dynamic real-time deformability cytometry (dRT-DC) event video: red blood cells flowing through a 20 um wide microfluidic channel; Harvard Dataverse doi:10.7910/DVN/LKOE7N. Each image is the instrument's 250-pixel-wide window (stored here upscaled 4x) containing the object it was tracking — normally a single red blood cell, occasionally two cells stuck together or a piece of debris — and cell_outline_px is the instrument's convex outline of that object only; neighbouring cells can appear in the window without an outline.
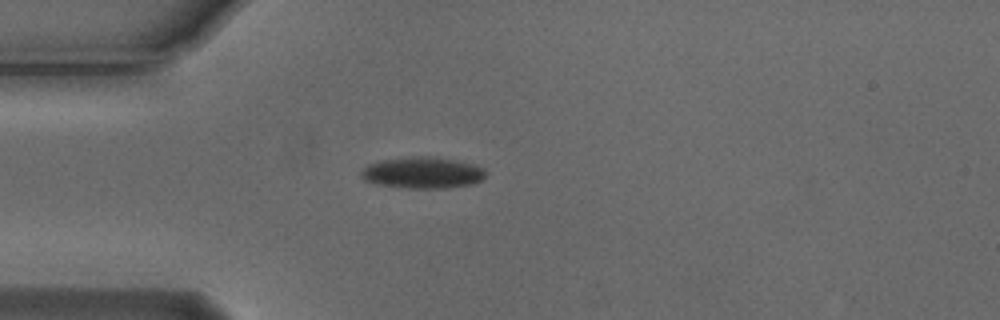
{"species": "Egyptian fruit bat (a non-hibernating species)", "species_latin": "Rousettus aegyptiacus", "temperature_condition": "cold", "stored_images_in_passage": 3, "camera_frame_rate_fps": 3000, "um_per_image_px": 0.085, "animal": {"sex": "male"}, "frame": {"image": 1, "passage_image": 3, "time_ms": 0.667, "image_size_px": [1000, 320], "cell_outline_px": [[488, 172], [480, 180], [472, 184], [444, 188], [408, 188], [380, 184], [364, 180], [360, 176], [360, 172], [368, 164], [380, 160], [420, 156], [428, 156], [456, 160], [472, 164], [484, 168]], "centroid_in_image_um": [35.92, 14.68], "position_along_channel_um": 49.1, "area_um2": 22.6}}